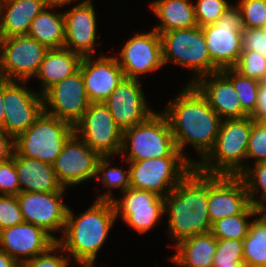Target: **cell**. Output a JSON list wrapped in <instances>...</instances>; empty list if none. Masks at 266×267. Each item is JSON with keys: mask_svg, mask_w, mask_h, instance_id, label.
Listing matches in <instances>:
<instances>
[{"mask_svg": "<svg viewBox=\"0 0 266 267\" xmlns=\"http://www.w3.org/2000/svg\"><path fill=\"white\" fill-rule=\"evenodd\" d=\"M168 105L162 112L168 119L176 147L195 166L197 161L185 154L186 144L194 146L203 159L214 147L222 119L193 84L187 83Z\"/></svg>", "mask_w": 266, "mask_h": 267, "instance_id": "obj_1", "label": "cell"}, {"mask_svg": "<svg viewBox=\"0 0 266 267\" xmlns=\"http://www.w3.org/2000/svg\"><path fill=\"white\" fill-rule=\"evenodd\" d=\"M173 247L196 234L211 232L208 213V174L194 168L164 197ZM173 238V239H172Z\"/></svg>", "mask_w": 266, "mask_h": 267, "instance_id": "obj_2", "label": "cell"}, {"mask_svg": "<svg viewBox=\"0 0 266 267\" xmlns=\"http://www.w3.org/2000/svg\"><path fill=\"white\" fill-rule=\"evenodd\" d=\"M75 217L68 207L64 234L58 237L57 244L79 266L94 267L97 254L118 219L113 202L95 200L91 207Z\"/></svg>", "mask_w": 266, "mask_h": 267, "instance_id": "obj_3", "label": "cell"}, {"mask_svg": "<svg viewBox=\"0 0 266 267\" xmlns=\"http://www.w3.org/2000/svg\"><path fill=\"white\" fill-rule=\"evenodd\" d=\"M254 120L250 117L223 119L214 147L195 167L213 175H240L246 168L247 147Z\"/></svg>", "mask_w": 266, "mask_h": 267, "instance_id": "obj_4", "label": "cell"}, {"mask_svg": "<svg viewBox=\"0 0 266 267\" xmlns=\"http://www.w3.org/2000/svg\"><path fill=\"white\" fill-rule=\"evenodd\" d=\"M120 154L125 161L185 157L177 149L170 124L162 111L152 113L143 122L123 131Z\"/></svg>", "mask_w": 266, "mask_h": 267, "instance_id": "obj_5", "label": "cell"}, {"mask_svg": "<svg viewBox=\"0 0 266 267\" xmlns=\"http://www.w3.org/2000/svg\"><path fill=\"white\" fill-rule=\"evenodd\" d=\"M160 38L164 64L172 62L194 72L189 84L207 74L220 71L211 60L202 27L163 32L160 33Z\"/></svg>", "mask_w": 266, "mask_h": 267, "instance_id": "obj_6", "label": "cell"}, {"mask_svg": "<svg viewBox=\"0 0 266 267\" xmlns=\"http://www.w3.org/2000/svg\"><path fill=\"white\" fill-rule=\"evenodd\" d=\"M73 133V125L43 111L26 131L14 139V149L20 156L53 165Z\"/></svg>", "mask_w": 266, "mask_h": 267, "instance_id": "obj_7", "label": "cell"}, {"mask_svg": "<svg viewBox=\"0 0 266 267\" xmlns=\"http://www.w3.org/2000/svg\"><path fill=\"white\" fill-rule=\"evenodd\" d=\"M130 169V187L165 197L194 168L186 157H161L126 161Z\"/></svg>", "mask_w": 266, "mask_h": 267, "instance_id": "obj_8", "label": "cell"}, {"mask_svg": "<svg viewBox=\"0 0 266 267\" xmlns=\"http://www.w3.org/2000/svg\"><path fill=\"white\" fill-rule=\"evenodd\" d=\"M202 29L212 62L220 70L233 68L242 52L244 30L238 6L232 4L214 24Z\"/></svg>", "mask_w": 266, "mask_h": 267, "instance_id": "obj_9", "label": "cell"}, {"mask_svg": "<svg viewBox=\"0 0 266 267\" xmlns=\"http://www.w3.org/2000/svg\"><path fill=\"white\" fill-rule=\"evenodd\" d=\"M74 133L100 156L119 155L123 130L117 125L105 103H90Z\"/></svg>", "mask_w": 266, "mask_h": 267, "instance_id": "obj_10", "label": "cell"}, {"mask_svg": "<svg viewBox=\"0 0 266 267\" xmlns=\"http://www.w3.org/2000/svg\"><path fill=\"white\" fill-rule=\"evenodd\" d=\"M26 82L3 78L5 117L1 129L14 139L26 131L44 111L43 95L24 87Z\"/></svg>", "mask_w": 266, "mask_h": 267, "instance_id": "obj_11", "label": "cell"}, {"mask_svg": "<svg viewBox=\"0 0 266 267\" xmlns=\"http://www.w3.org/2000/svg\"><path fill=\"white\" fill-rule=\"evenodd\" d=\"M49 48L29 36L4 39L0 77L28 81L36 76Z\"/></svg>", "mask_w": 266, "mask_h": 267, "instance_id": "obj_12", "label": "cell"}, {"mask_svg": "<svg viewBox=\"0 0 266 267\" xmlns=\"http://www.w3.org/2000/svg\"><path fill=\"white\" fill-rule=\"evenodd\" d=\"M89 104L80 69L43 94L44 112L73 126L83 116Z\"/></svg>", "mask_w": 266, "mask_h": 267, "instance_id": "obj_13", "label": "cell"}, {"mask_svg": "<svg viewBox=\"0 0 266 267\" xmlns=\"http://www.w3.org/2000/svg\"><path fill=\"white\" fill-rule=\"evenodd\" d=\"M64 188L59 192H20L16 195L24 222L53 233L64 231L68 206L63 203ZM52 233V234H51Z\"/></svg>", "mask_w": 266, "mask_h": 267, "instance_id": "obj_14", "label": "cell"}, {"mask_svg": "<svg viewBox=\"0 0 266 267\" xmlns=\"http://www.w3.org/2000/svg\"><path fill=\"white\" fill-rule=\"evenodd\" d=\"M118 56L125 78L139 79L143 74L152 73L164 64L160 34L156 30L135 33L124 44Z\"/></svg>", "mask_w": 266, "mask_h": 267, "instance_id": "obj_15", "label": "cell"}, {"mask_svg": "<svg viewBox=\"0 0 266 267\" xmlns=\"http://www.w3.org/2000/svg\"><path fill=\"white\" fill-rule=\"evenodd\" d=\"M122 199L112 200L116 217L120 218L139 234L148 232L164 213V197L156 193L129 187L121 192Z\"/></svg>", "mask_w": 266, "mask_h": 267, "instance_id": "obj_16", "label": "cell"}, {"mask_svg": "<svg viewBox=\"0 0 266 267\" xmlns=\"http://www.w3.org/2000/svg\"><path fill=\"white\" fill-rule=\"evenodd\" d=\"M101 156L73 133L53 163L58 181L64 188L96 178Z\"/></svg>", "mask_w": 266, "mask_h": 267, "instance_id": "obj_17", "label": "cell"}, {"mask_svg": "<svg viewBox=\"0 0 266 267\" xmlns=\"http://www.w3.org/2000/svg\"><path fill=\"white\" fill-rule=\"evenodd\" d=\"M249 205L247 188L239 175L208 174V213L211 223L241 214Z\"/></svg>", "mask_w": 266, "mask_h": 267, "instance_id": "obj_18", "label": "cell"}, {"mask_svg": "<svg viewBox=\"0 0 266 267\" xmlns=\"http://www.w3.org/2000/svg\"><path fill=\"white\" fill-rule=\"evenodd\" d=\"M140 82L139 79L124 78L104 102L123 131L155 112L148 106Z\"/></svg>", "mask_w": 266, "mask_h": 267, "instance_id": "obj_19", "label": "cell"}, {"mask_svg": "<svg viewBox=\"0 0 266 267\" xmlns=\"http://www.w3.org/2000/svg\"><path fill=\"white\" fill-rule=\"evenodd\" d=\"M57 241L44 229L22 223L0 230V249L19 264L47 252Z\"/></svg>", "mask_w": 266, "mask_h": 267, "instance_id": "obj_20", "label": "cell"}, {"mask_svg": "<svg viewBox=\"0 0 266 267\" xmlns=\"http://www.w3.org/2000/svg\"><path fill=\"white\" fill-rule=\"evenodd\" d=\"M65 18L64 47L82 57L93 56L96 50L97 21L92 0H82L63 12Z\"/></svg>", "mask_w": 266, "mask_h": 267, "instance_id": "obj_21", "label": "cell"}, {"mask_svg": "<svg viewBox=\"0 0 266 267\" xmlns=\"http://www.w3.org/2000/svg\"><path fill=\"white\" fill-rule=\"evenodd\" d=\"M79 69L90 103H104L125 78L115 56L83 57Z\"/></svg>", "mask_w": 266, "mask_h": 267, "instance_id": "obj_22", "label": "cell"}, {"mask_svg": "<svg viewBox=\"0 0 266 267\" xmlns=\"http://www.w3.org/2000/svg\"><path fill=\"white\" fill-rule=\"evenodd\" d=\"M193 85L222 120L249 116L242 109L232 82L221 71L207 74Z\"/></svg>", "mask_w": 266, "mask_h": 267, "instance_id": "obj_23", "label": "cell"}, {"mask_svg": "<svg viewBox=\"0 0 266 267\" xmlns=\"http://www.w3.org/2000/svg\"><path fill=\"white\" fill-rule=\"evenodd\" d=\"M15 166L20 192H59L64 189L58 181L53 165L20 156L15 151Z\"/></svg>", "mask_w": 266, "mask_h": 267, "instance_id": "obj_24", "label": "cell"}, {"mask_svg": "<svg viewBox=\"0 0 266 267\" xmlns=\"http://www.w3.org/2000/svg\"><path fill=\"white\" fill-rule=\"evenodd\" d=\"M47 6L44 0H12L0 4V31L5 38L26 36L32 20Z\"/></svg>", "mask_w": 266, "mask_h": 267, "instance_id": "obj_25", "label": "cell"}, {"mask_svg": "<svg viewBox=\"0 0 266 267\" xmlns=\"http://www.w3.org/2000/svg\"><path fill=\"white\" fill-rule=\"evenodd\" d=\"M82 58L65 47L49 49L35 76L41 83L39 93L43 95L54 84L77 72Z\"/></svg>", "mask_w": 266, "mask_h": 267, "instance_id": "obj_26", "label": "cell"}, {"mask_svg": "<svg viewBox=\"0 0 266 267\" xmlns=\"http://www.w3.org/2000/svg\"><path fill=\"white\" fill-rule=\"evenodd\" d=\"M216 247L217 238L211 232L196 234L174 246L176 254L170 260L180 267H212Z\"/></svg>", "mask_w": 266, "mask_h": 267, "instance_id": "obj_27", "label": "cell"}, {"mask_svg": "<svg viewBox=\"0 0 266 267\" xmlns=\"http://www.w3.org/2000/svg\"><path fill=\"white\" fill-rule=\"evenodd\" d=\"M149 5L160 21L154 27L159 34L198 26L191 0H153Z\"/></svg>", "mask_w": 266, "mask_h": 267, "instance_id": "obj_28", "label": "cell"}, {"mask_svg": "<svg viewBox=\"0 0 266 267\" xmlns=\"http://www.w3.org/2000/svg\"><path fill=\"white\" fill-rule=\"evenodd\" d=\"M55 7L47 5L31 22L27 36L34 38L49 49L64 47L65 18L63 12L51 11Z\"/></svg>", "mask_w": 266, "mask_h": 267, "instance_id": "obj_29", "label": "cell"}, {"mask_svg": "<svg viewBox=\"0 0 266 267\" xmlns=\"http://www.w3.org/2000/svg\"><path fill=\"white\" fill-rule=\"evenodd\" d=\"M243 258L245 267H266V211H260L251 220L243 240Z\"/></svg>", "mask_w": 266, "mask_h": 267, "instance_id": "obj_30", "label": "cell"}, {"mask_svg": "<svg viewBox=\"0 0 266 267\" xmlns=\"http://www.w3.org/2000/svg\"><path fill=\"white\" fill-rule=\"evenodd\" d=\"M259 212L250 204L241 214L227 216L213 222L211 233L217 239L244 240L248 235L251 223V221H248V218H254Z\"/></svg>", "mask_w": 266, "mask_h": 267, "instance_id": "obj_31", "label": "cell"}, {"mask_svg": "<svg viewBox=\"0 0 266 267\" xmlns=\"http://www.w3.org/2000/svg\"><path fill=\"white\" fill-rule=\"evenodd\" d=\"M109 158H111V156H101L97 162L95 179H101V184L108 189V191L98 195L96 200L112 201L115 198L112 188H119L120 191L124 192L130 187V169L126 171L124 168L110 166L111 161Z\"/></svg>", "mask_w": 266, "mask_h": 267, "instance_id": "obj_32", "label": "cell"}, {"mask_svg": "<svg viewBox=\"0 0 266 267\" xmlns=\"http://www.w3.org/2000/svg\"><path fill=\"white\" fill-rule=\"evenodd\" d=\"M253 164V167L247 165L239 176L247 188L250 204L259 211H266V162ZM259 193L260 196L256 197Z\"/></svg>", "mask_w": 266, "mask_h": 267, "instance_id": "obj_33", "label": "cell"}, {"mask_svg": "<svg viewBox=\"0 0 266 267\" xmlns=\"http://www.w3.org/2000/svg\"><path fill=\"white\" fill-rule=\"evenodd\" d=\"M220 71L232 82L242 109L251 116L257 105L260 81L243 76L234 68H225Z\"/></svg>", "mask_w": 266, "mask_h": 267, "instance_id": "obj_34", "label": "cell"}, {"mask_svg": "<svg viewBox=\"0 0 266 267\" xmlns=\"http://www.w3.org/2000/svg\"><path fill=\"white\" fill-rule=\"evenodd\" d=\"M218 266H245L243 240L217 239L212 267Z\"/></svg>", "mask_w": 266, "mask_h": 267, "instance_id": "obj_35", "label": "cell"}, {"mask_svg": "<svg viewBox=\"0 0 266 267\" xmlns=\"http://www.w3.org/2000/svg\"><path fill=\"white\" fill-rule=\"evenodd\" d=\"M233 68L248 78L260 82L266 79V58L259 52L242 50L239 60Z\"/></svg>", "mask_w": 266, "mask_h": 267, "instance_id": "obj_36", "label": "cell"}, {"mask_svg": "<svg viewBox=\"0 0 266 267\" xmlns=\"http://www.w3.org/2000/svg\"><path fill=\"white\" fill-rule=\"evenodd\" d=\"M231 5L227 0H197L194 11L198 26L214 24Z\"/></svg>", "mask_w": 266, "mask_h": 267, "instance_id": "obj_37", "label": "cell"}, {"mask_svg": "<svg viewBox=\"0 0 266 267\" xmlns=\"http://www.w3.org/2000/svg\"><path fill=\"white\" fill-rule=\"evenodd\" d=\"M244 28H263L266 23V0H239Z\"/></svg>", "mask_w": 266, "mask_h": 267, "instance_id": "obj_38", "label": "cell"}, {"mask_svg": "<svg viewBox=\"0 0 266 267\" xmlns=\"http://www.w3.org/2000/svg\"><path fill=\"white\" fill-rule=\"evenodd\" d=\"M24 223L16 195L0 194V230Z\"/></svg>", "mask_w": 266, "mask_h": 267, "instance_id": "obj_39", "label": "cell"}, {"mask_svg": "<svg viewBox=\"0 0 266 267\" xmlns=\"http://www.w3.org/2000/svg\"><path fill=\"white\" fill-rule=\"evenodd\" d=\"M253 158L255 163L266 162V121L253 122L247 147V159Z\"/></svg>", "mask_w": 266, "mask_h": 267, "instance_id": "obj_40", "label": "cell"}, {"mask_svg": "<svg viewBox=\"0 0 266 267\" xmlns=\"http://www.w3.org/2000/svg\"><path fill=\"white\" fill-rule=\"evenodd\" d=\"M62 252L65 251L56 243L44 254L21 262L20 267H68L71 260Z\"/></svg>", "mask_w": 266, "mask_h": 267, "instance_id": "obj_41", "label": "cell"}, {"mask_svg": "<svg viewBox=\"0 0 266 267\" xmlns=\"http://www.w3.org/2000/svg\"><path fill=\"white\" fill-rule=\"evenodd\" d=\"M20 183L15 166V150L13 156L0 162V194L18 195Z\"/></svg>", "mask_w": 266, "mask_h": 267, "instance_id": "obj_42", "label": "cell"}, {"mask_svg": "<svg viewBox=\"0 0 266 267\" xmlns=\"http://www.w3.org/2000/svg\"><path fill=\"white\" fill-rule=\"evenodd\" d=\"M242 50L259 52L266 58V30L264 28H244Z\"/></svg>", "mask_w": 266, "mask_h": 267, "instance_id": "obj_43", "label": "cell"}, {"mask_svg": "<svg viewBox=\"0 0 266 267\" xmlns=\"http://www.w3.org/2000/svg\"><path fill=\"white\" fill-rule=\"evenodd\" d=\"M250 117L256 122L266 121V79L259 84L257 105Z\"/></svg>", "mask_w": 266, "mask_h": 267, "instance_id": "obj_44", "label": "cell"}, {"mask_svg": "<svg viewBox=\"0 0 266 267\" xmlns=\"http://www.w3.org/2000/svg\"><path fill=\"white\" fill-rule=\"evenodd\" d=\"M14 150V138L0 129V162L10 159Z\"/></svg>", "mask_w": 266, "mask_h": 267, "instance_id": "obj_45", "label": "cell"}, {"mask_svg": "<svg viewBox=\"0 0 266 267\" xmlns=\"http://www.w3.org/2000/svg\"><path fill=\"white\" fill-rule=\"evenodd\" d=\"M0 267H20V264L0 249Z\"/></svg>", "mask_w": 266, "mask_h": 267, "instance_id": "obj_46", "label": "cell"}, {"mask_svg": "<svg viewBox=\"0 0 266 267\" xmlns=\"http://www.w3.org/2000/svg\"><path fill=\"white\" fill-rule=\"evenodd\" d=\"M5 117L3 104V77H0V129L3 127V120Z\"/></svg>", "mask_w": 266, "mask_h": 267, "instance_id": "obj_47", "label": "cell"}, {"mask_svg": "<svg viewBox=\"0 0 266 267\" xmlns=\"http://www.w3.org/2000/svg\"><path fill=\"white\" fill-rule=\"evenodd\" d=\"M73 1L76 0H44V2L47 5L51 6H65L66 4L69 5L70 3L72 4Z\"/></svg>", "mask_w": 266, "mask_h": 267, "instance_id": "obj_48", "label": "cell"}, {"mask_svg": "<svg viewBox=\"0 0 266 267\" xmlns=\"http://www.w3.org/2000/svg\"><path fill=\"white\" fill-rule=\"evenodd\" d=\"M4 35L3 33L0 31V64H1V61H2V51H3V42H4Z\"/></svg>", "mask_w": 266, "mask_h": 267, "instance_id": "obj_49", "label": "cell"}, {"mask_svg": "<svg viewBox=\"0 0 266 267\" xmlns=\"http://www.w3.org/2000/svg\"><path fill=\"white\" fill-rule=\"evenodd\" d=\"M9 1H12V0H0V4L1 3H6V2H9Z\"/></svg>", "mask_w": 266, "mask_h": 267, "instance_id": "obj_50", "label": "cell"}, {"mask_svg": "<svg viewBox=\"0 0 266 267\" xmlns=\"http://www.w3.org/2000/svg\"><path fill=\"white\" fill-rule=\"evenodd\" d=\"M218 267H245V266H218Z\"/></svg>", "mask_w": 266, "mask_h": 267, "instance_id": "obj_51", "label": "cell"}]
</instances>
